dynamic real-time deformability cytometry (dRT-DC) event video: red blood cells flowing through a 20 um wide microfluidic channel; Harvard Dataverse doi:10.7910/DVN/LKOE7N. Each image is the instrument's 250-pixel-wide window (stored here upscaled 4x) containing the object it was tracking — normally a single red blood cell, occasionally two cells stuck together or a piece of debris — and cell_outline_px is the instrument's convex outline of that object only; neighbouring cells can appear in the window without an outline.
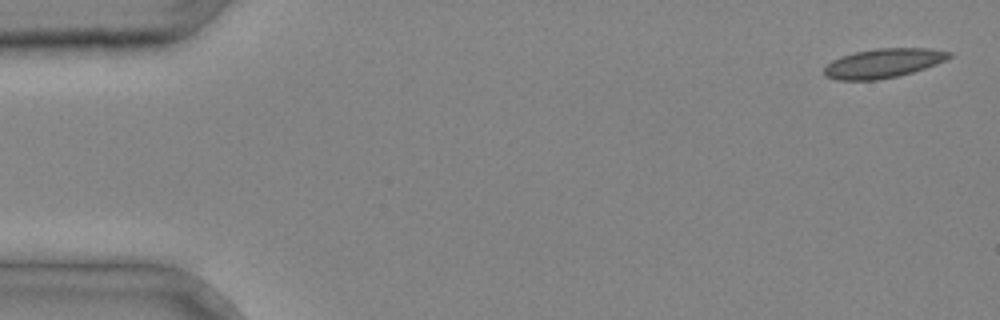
{"species": "common noctule bat (a hibernating species)", "species_latin": "Nyctalus noctula", "temperature_condition": "cold", "stored_images_in_passage": 5, "camera_frame_rate_fps": 3000, "um_per_image_px": 0.085, "animal": {"sex": "male", "body_mass_g": 20.4}, "frame": {"image": 1, "passage_image": 1, "time_ms": 0.0, "image_size_px": [1000, 320], "cell_outline_px": [[952, 56], [936, 64], [912, 72], [896, 76], [876, 80], [836, 80], [824, 76], [824, 68], [832, 60], [840, 56], [856, 52], [876, 48], [928, 48], [952, 52]], "centroid_in_image_um": [75.05, 5.37], "position_along_channel_um": 10.0, "area_um2": 21.21}}